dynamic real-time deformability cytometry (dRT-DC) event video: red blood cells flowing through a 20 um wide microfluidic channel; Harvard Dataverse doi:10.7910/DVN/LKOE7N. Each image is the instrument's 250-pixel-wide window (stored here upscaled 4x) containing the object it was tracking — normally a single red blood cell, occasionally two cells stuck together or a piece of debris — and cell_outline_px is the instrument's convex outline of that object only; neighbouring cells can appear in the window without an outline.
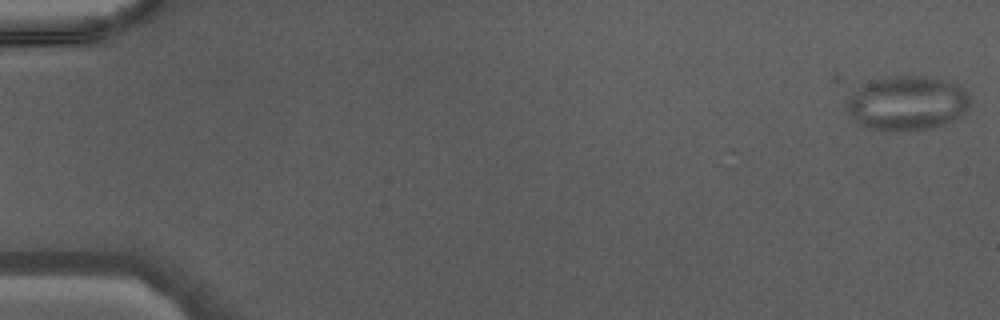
{"species": "Egyptian fruit bat (a non-hibernating species)", "species_latin": "Rousettus aegyptiacus", "temperature_condition": "warm", "stored_images_in_passage": 46, "segment_of_instrument_passage": [1, 2], "camera_frame_rate_fps": 3000, "um_per_image_px": 0.085, "animal": {"sex": "male"}, "frame": {"image": 1, "passage_image": 1, "time_ms": 0.0, "image_size_px": [1000, 320], "cell_outline_px": [[968, 108], [964, 116], [944, 124], [928, 128], [892, 132], [868, 128], [860, 124], [848, 116], [848, 100], [852, 92], [860, 84], [868, 80], [892, 76], [924, 76], [944, 80], [956, 84], [968, 92]], "centroid_in_image_um": [77.08, 8.77], "position_along_channel_um": 7.9, "area_um2": 39.48}}